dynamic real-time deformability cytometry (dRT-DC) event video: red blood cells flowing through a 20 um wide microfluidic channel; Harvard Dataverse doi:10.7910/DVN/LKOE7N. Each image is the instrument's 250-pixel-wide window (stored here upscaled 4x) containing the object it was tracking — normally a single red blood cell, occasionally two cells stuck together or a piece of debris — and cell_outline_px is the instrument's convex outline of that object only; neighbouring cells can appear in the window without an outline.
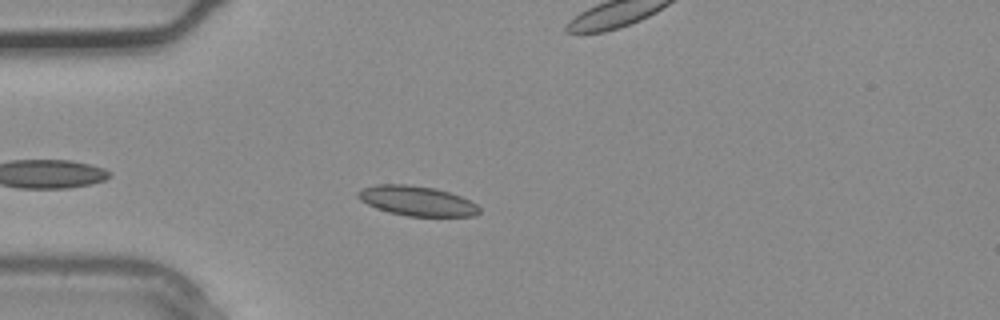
{"species": "common noctule bat (a hibernating species)", "species_latin": "Nyctalus noctula", "temperature_condition": "warm", "stored_images_in_passage": 3, "camera_frame_rate_fps": 3000, "um_per_image_px": 0.085, "animal": {"sex": "male", "body_mass_g": 20.4}, "frame": {"image": 1, "passage_image": 2, "time_ms": 0.333, "image_size_px": [1000, 320], "cell_outline_px": [[480, 212], [476, 216], [408, 216], [388, 212], [376, 208], [360, 200], [356, 196], [356, 192], [360, 188], [376, 184], [404, 184], [436, 188], [460, 196], [476, 204], [480, 208]], "centroid_in_image_um": [35.4, 17.07], "position_along_channel_um": 49.6, "area_um2": 21.15}}